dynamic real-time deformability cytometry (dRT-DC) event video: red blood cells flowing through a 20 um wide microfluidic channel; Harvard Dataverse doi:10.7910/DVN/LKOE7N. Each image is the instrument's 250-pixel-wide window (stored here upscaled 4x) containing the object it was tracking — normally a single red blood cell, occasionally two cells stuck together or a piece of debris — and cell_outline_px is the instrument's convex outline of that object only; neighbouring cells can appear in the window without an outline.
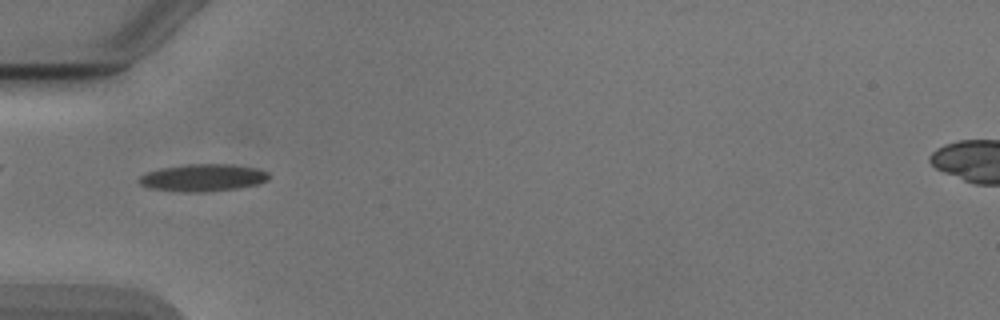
{"species": "Egyptian fruit bat (a non-hibernating species)", "species_latin": "Rousettus aegyptiacus", "temperature_condition": "cold", "stored_images_in_passage": 37, "camera_frame_rate_fps": 3000, "um_per_image_px": 0.085, "animal": {"sex": "male"}, "frame": {"image": 1, "passage_image": 2, "time_ms": 0.333, "image_size_px": [1000, 320], "cell_outline_px": [[268, 180], [256, 184], [236, 188], [208, 192], [184, 192], [148, 188], [140, 184], [136, 180], [140, 176], [148, 172], [160, 168], [184, 164], [232, 164], [256, 168], [268, 172]], "centroid_in_image_um": [17.2, 15.1], "position_along_channel_um": 67.8, "area_um2": 20.69}}
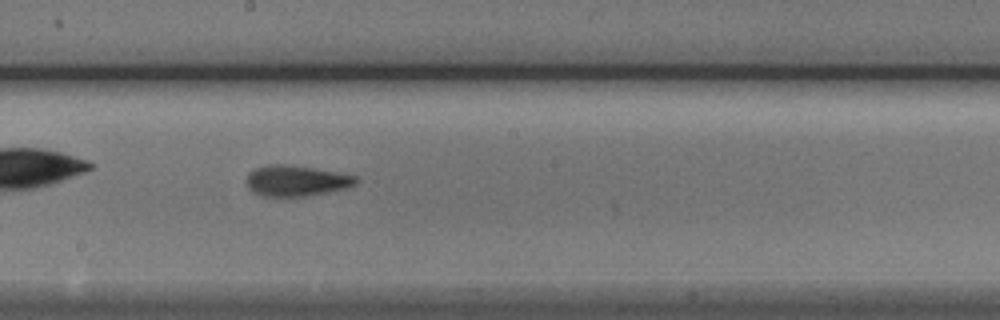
{"frame": {"image": 2, "passage_image": 14, "time_ms": 4.333, "image_size_px": [1000, 320], "cell_outline_px": [[356, 184], [348, 188], [308, 196], [260, 196], [252, 192], [248, 188], [244, 180], [248, 172], [256, 168], [268, 164], [284, 164], [312, 168], [356, 176]], "centroid_in_image_um": [25.1, 15.37], "position_along_channel_um": 223.1, "area_um2": 19.71}}
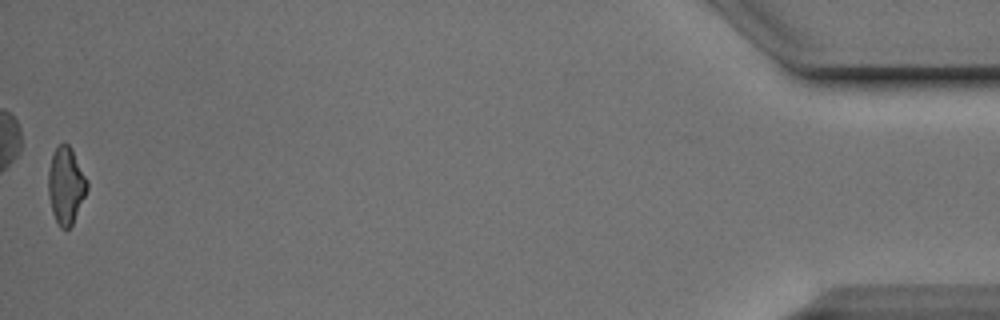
{"frame": {"image": 3, "passage_image": 37, "time_ms": 12.0, "image_size_px": [1000, 320], "cell_outline_px": [[88, 188], [72, 224], [68, 228], [60, 228], [52, 212], [48, 192], [48, 168], [52, 156], [56, 148], [60, 144], [68, 144], [72, 148], [88, 180]], "centroid_in_image_um": [5.6, 15.74], "position_along_channel_um": 429.6, "area_um2": 17.28}, "authors_computed_cell_mechanics": {"area_um2": 18.7272, "velocity_mm_per_s": 3.8979, "shape_relaxation_time_tau1_ms": 5.3815, "shape_relaxation_time_tau2_ms": 2.7759, "deformation_change_tau1": 0.1427, "deformation_change_tau2": 0.1122}}